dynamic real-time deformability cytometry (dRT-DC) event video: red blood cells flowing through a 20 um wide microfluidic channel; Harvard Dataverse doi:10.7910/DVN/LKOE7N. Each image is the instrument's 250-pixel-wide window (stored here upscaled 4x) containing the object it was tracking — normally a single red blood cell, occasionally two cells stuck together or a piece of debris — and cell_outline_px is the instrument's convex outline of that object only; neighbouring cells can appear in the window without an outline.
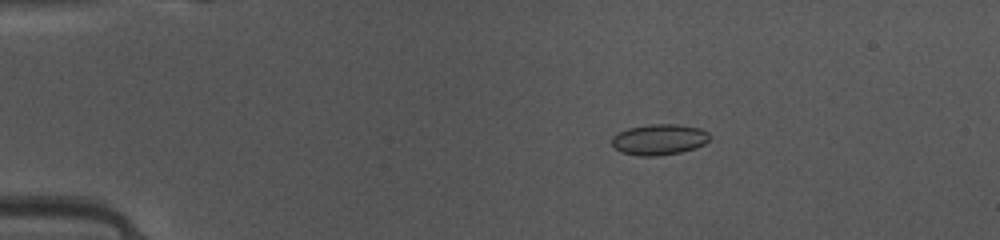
{"species": "common noctule bat (a hibernating species)", "species_latin": "Nyctalus noctula", "temperature_condition": "warm", "stored_images_in_passage": 49, "camera_frame_rate_fps": 3000, "um_per_image_px": 0.085, "animal": {"sex": "female", "body_mass_g": 10.0, "forearm_length_mm": 53.1}, "frame": {"image": 1, "passage_image": 10, "time_ms": 3.0, "image_size_px": [1000, 240], "cell_outline_px": [[712, 136], [704, 144], [696, 148], [680, 152], [656, 156], [640, 156], [620, 152], [612, 144], [612, 136], [628, 128], [648, 124], [676, 124], [700, 128], [708, 132]], "centroid_in_image_um": [56.05, 11.85], "position_along_channel_um": 29.0, "area_um2": 17.63}}
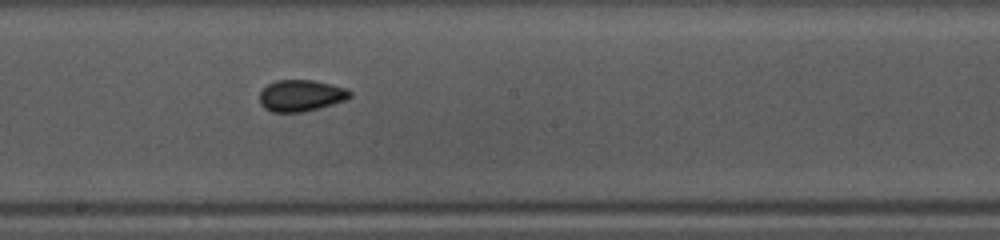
{"frame": {"image": 2, "passage_image": 28, "time_ms": 9.0, "image_size_px": [1000, 240], "cell_outline_px": [[352, 96], [348, 100], [300, 112], [272, 112], [264, 108], [260, 104], [260, 92], [268, 84], [276, 80], [312, 80], [332, 84], [344, 88], [352, 92]], "centroid_in_image_um": [25.58, 8.12], "position_along_channel_um": 222.6, "area_um2": 16.53}}
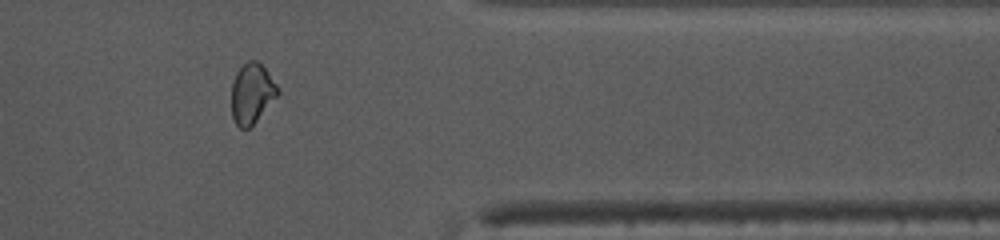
{"frame": {"image": 3, "passage_image": 41, "time_ms": 13.333, "image_size_px": [1000, 240], "cell_outline_px": [[280, 92], [256, 120], [248, 128], [240, 128], [236, 124], [232, 116], [232, 80], [236, 72], [248, 60], [256, 60], [264, 68], [276, 84]], "centroid_in_image_um": [21.38, 7.93], "position_along_channel_um": 390.0, "area_um2": 15.84}, "authors_computed_cell_mechanics": {"area_um2": 16.5886, "velocity_mm_per_s": 4.1517, "shape_relaxation_time_tau1_ms": null, "shape_relaxation_time_tau2_ms": 1.1834, "deformation_change_tau1": null, "deformation_change_tau2": 0.0409}}